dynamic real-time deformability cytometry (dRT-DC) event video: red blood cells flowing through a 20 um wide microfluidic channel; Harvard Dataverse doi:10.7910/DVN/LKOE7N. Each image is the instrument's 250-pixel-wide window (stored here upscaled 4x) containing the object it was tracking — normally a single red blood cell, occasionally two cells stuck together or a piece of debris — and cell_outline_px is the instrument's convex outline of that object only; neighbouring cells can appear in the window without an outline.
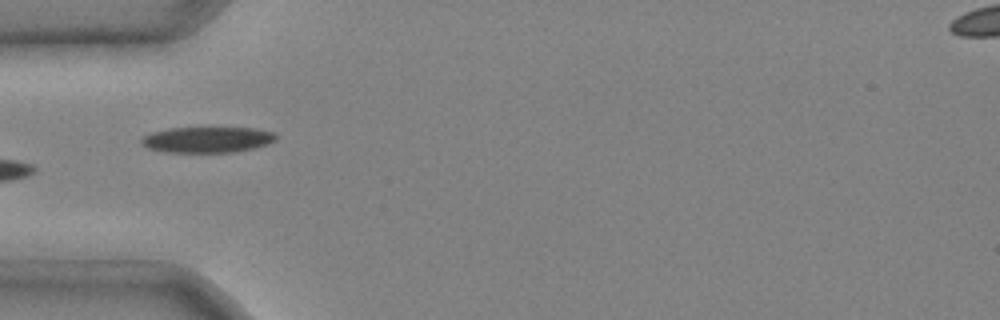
{"species": "common noctule bat (a hibernating species)", "species_latin": "Nyctalus noctula", "temperature_condition": "cold", "stored_images_in_passage": 3, "camera_frame_rate_fps": 3000, "um_per_image_px": 0.085, "animal": {"sex": "male", "body_mass_g": 20.4}, "frame": {"image": 1, "passage_image": 3, "time_ms": 0.667, "image_size_px": [1000, 320], "cell_outline_px": [[276, 140], [268, 144], [236, 152], [164, 152], [148, 148], [140, 140], [144, 136], [152, 132], [168, 128], [256, 128], [276, 132]], "centroid_in_image_um": [17.65, 11.87], "position_along_channel_um": 67.3, "area_um2": 20.23}}